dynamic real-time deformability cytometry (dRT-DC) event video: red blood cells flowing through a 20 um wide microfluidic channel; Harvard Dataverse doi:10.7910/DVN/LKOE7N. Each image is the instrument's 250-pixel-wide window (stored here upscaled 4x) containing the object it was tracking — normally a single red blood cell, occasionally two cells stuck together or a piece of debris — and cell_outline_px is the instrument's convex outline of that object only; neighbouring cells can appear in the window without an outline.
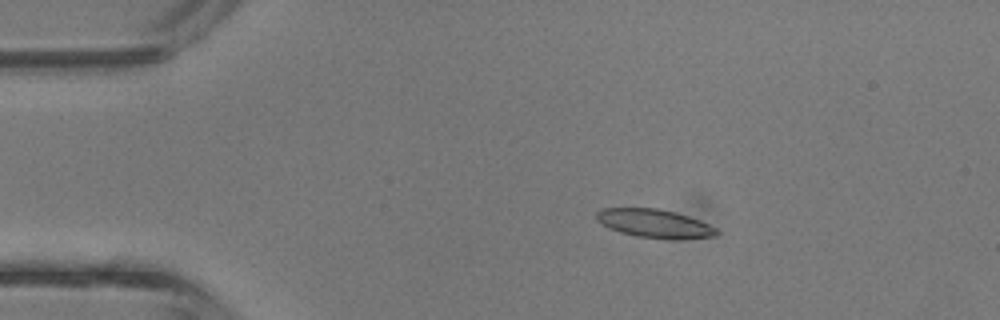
{"species": "common noctule bat (a hibernating species)", "species_latin": "Nyctalus noctula", "temperature_condition": "room temperature", "stored_images_in_passage": 4, "camera_frame_rate_fps": 3000, "um_per_image_px": 0.085, "animal": {"sex": "male", "body_mass_g": 13.3}, "frame": {"image": 1, "passage_image": 3, "time_ms": 0.667, "image_size_px": [1000, 320], "cell_outline_px": [[720, 232], [716, 236], [684, 240], [668, 240], [636, 236], [620, 232], [608, 228], [596, 220], [596, 212], [600, 208], [656, 208], [676, 212], [700, 220], [716, 228]], "centroid_in_image_um": [55.66, 19.01], "position_along_channel_um": 29.3, "area_um2": 20.4}}